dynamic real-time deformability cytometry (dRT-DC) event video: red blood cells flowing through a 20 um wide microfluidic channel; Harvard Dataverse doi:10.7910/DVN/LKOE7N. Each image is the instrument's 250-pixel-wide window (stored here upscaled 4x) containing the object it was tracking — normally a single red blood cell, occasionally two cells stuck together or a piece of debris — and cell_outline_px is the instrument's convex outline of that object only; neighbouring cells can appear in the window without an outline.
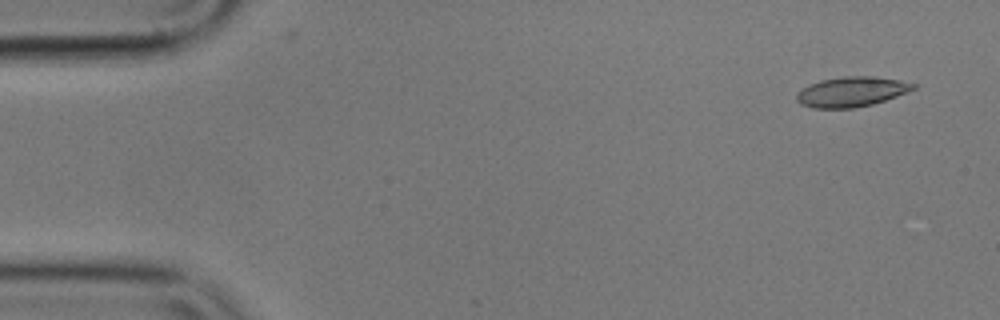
{"species": "common noctule bat (a hibernating species)", "species_latin": "Nyctalus noctula", "temperature_condition": "cold", "stored_images_in_passage": 53, "camera_frame_rate_fps": 3000, "um_per_image_px": 0.085, "animal": {"sex": "male", "body_mass_g": 17.9}, "frame": {"image": 1, "passage_image": 1, "time_ms": 0.0, "image_size_px": [1000, 320], "cell_outline_px": [[916, 88], [896, 96], [872, 104], [852, 108], [812, 108], [800, 104], [796, 100], [796, 92], [800, 88], [808, 84], [820, 80], [844, 76], [876, 76], [900, 80], [916, 84]], "centroid_in_image_um": [72.32, 7.79], "position_along_channel_um": 12.7, "area_um2": 20.52}}
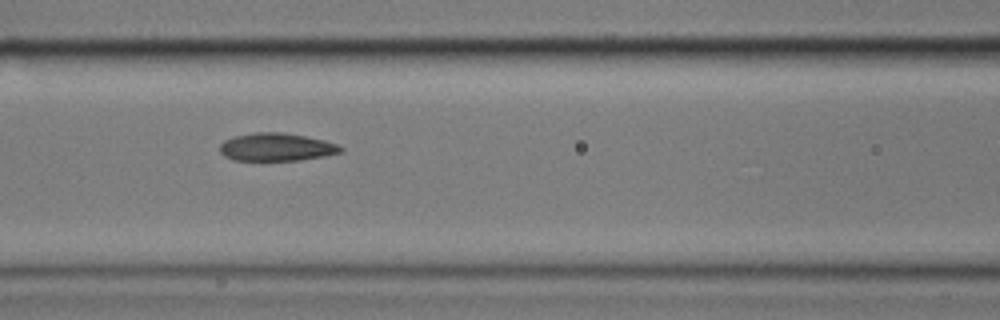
{"frame": {"image": 2, "passage_image": 21, "time_ms": 6.667, "image_size_px": [1000, 320], "cell_outline_px": [[344, 152], [324, 156], [300, 160], [232, 160], [224, 156], [220, 152], [220, 144], [224, 140], [232, 136], [256, 132], [280, 132], [304, 136], [324, 140], [336, 144], [344, 148]], "centroid_in_image_um": [23.48, 12.5], "position_along_channel_um": 143.1, "area_um2": 19.71}}
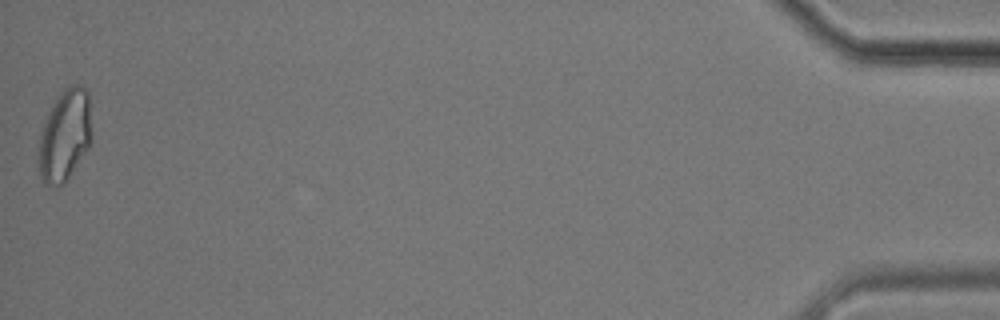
{"frame": {"image": 3, "passage_image": 53, "time_ms": 17.333, "image_size_px": [1000, 320], "cell_outline_px": [[92, 136], [88, 148], [68, 180], [64, 184], [44, 184], [40, 176], [40, 132], [48, 112], [60, 92], [64, 88], [72, 84], [80, 84], [88, 92], [92, 132]], "centroid_in_image_um": [5.54, 11.48], "position_along_channel_um": 429.7, "area_um2": 28.21}, "authors_computed_cell_mechanics": {"area_um2": 20.519, "velocity_mm_per_s": 3.5758, "shape_relaxation_time_tau1_ms": 9.3348, "shape_relaxation_time_tau2_ms": 3.4284, "deformation_change_tau1": 0.1751, "deformation_change_tau2": 0.086}}